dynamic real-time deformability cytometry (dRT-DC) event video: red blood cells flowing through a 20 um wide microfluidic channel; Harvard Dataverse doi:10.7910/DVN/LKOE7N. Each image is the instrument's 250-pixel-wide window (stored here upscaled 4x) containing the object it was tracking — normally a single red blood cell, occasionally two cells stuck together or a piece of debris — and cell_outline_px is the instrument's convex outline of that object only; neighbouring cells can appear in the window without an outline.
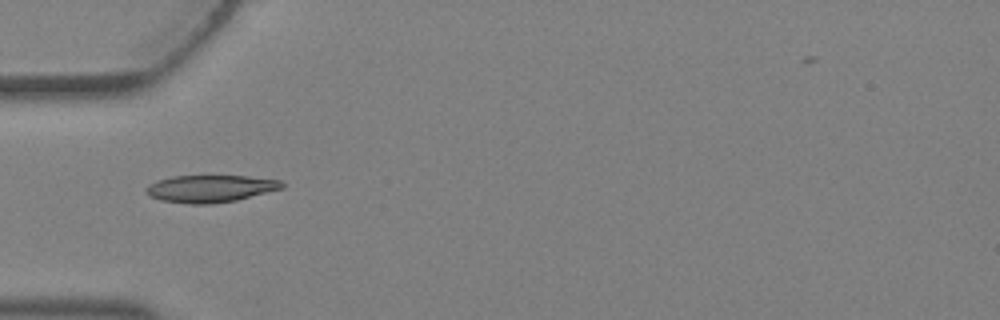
{"species": "Egyptian fruit bat (a non-hibernating species)", "species_latin": "Rousettus aegyptiacus", "temperature_condition": "warm", "stored_images_in_passage": 2, "camera_frame_rate_fps": 3000, "um_per_image_px": 0.085, "animal": {"sex": "female"}, "frame": {"image": 1, "passage_image": 2, "time_ms": 0.333, "image_size_px": [1000, 320], "cell_outline_px": [[284, 188], [236, 200], [212, 204], [188, 204], [160, 200], [148, 196], [144, 192], [144, 188], [148, 184], [156, 180], [172, 176], [248, 176], [280, 180], [284, 184]], "centroid_in_image_um": [17.82, 16.03], "position_along_channel_um": 67.2, "area_um2": 21.79}}